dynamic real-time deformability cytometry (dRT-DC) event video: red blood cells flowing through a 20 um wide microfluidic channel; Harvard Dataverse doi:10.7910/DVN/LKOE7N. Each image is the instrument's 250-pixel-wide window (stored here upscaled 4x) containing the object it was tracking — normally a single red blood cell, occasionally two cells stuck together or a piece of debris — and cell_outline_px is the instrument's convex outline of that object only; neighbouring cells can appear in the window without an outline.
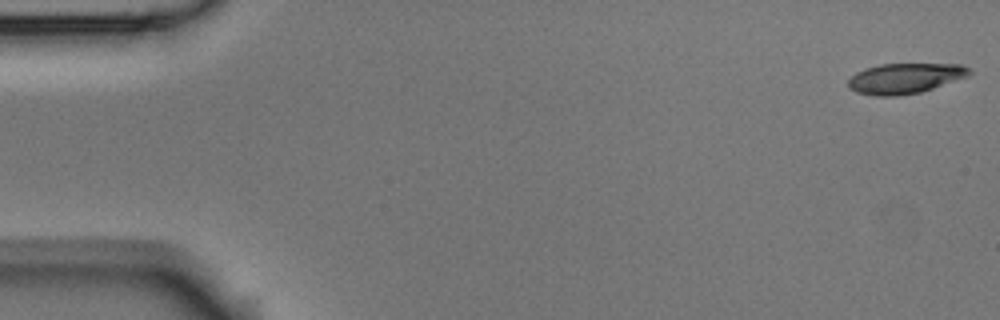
{"species": "Egyptian fruit bat (a non-hibernating species)", "species_latin": "Rousettus aegyptiacus", "temperature_condition": "room temperature", "stored_images_in_passage": 4, "camera_frame_rate_fps": 3000, "um_per_image_px": 0.085, "animal": {"sex": "male"}, "frame": {"image": 1, "passage_image": 1, "time_ms": 0.0, "image_size_px": [1000, 320], "cell_outline_px": [[972, 72], [968, 76], [920, 92], [896, 96], [876, 96], [856, 92], [848, 88], [848, 80], [856, 72], [864, 68], [880, 64], [964, 64]], "centroid_in_image_um": [76.89, 6.65], "position_along_channel_um": 8.1, "area_um2": 21.39}}
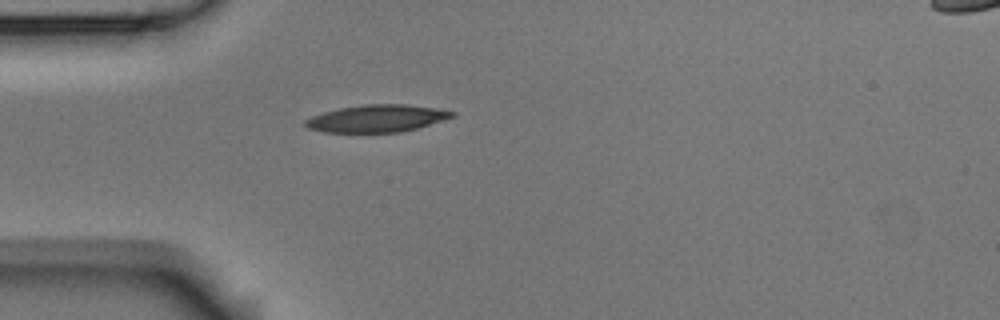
{"frame": {"image": 2, "passage_image": 4, "time_ms": 1.0, "image_size_px": [1000, 320], "cell_outline_px": [[456, 116], [444, 120], [416, 128], [400, 132], [324, 132], [308, 128], [304, 124], [304, 120], [312, 116], [324, 112], [340, 108], [364, 104], [404, 104], [436, 108], [456, 112]], "centroid_in_image_um": [32.04, 10.06], "position_along_channel_um": 53.0, "area_um2": 23.24}}